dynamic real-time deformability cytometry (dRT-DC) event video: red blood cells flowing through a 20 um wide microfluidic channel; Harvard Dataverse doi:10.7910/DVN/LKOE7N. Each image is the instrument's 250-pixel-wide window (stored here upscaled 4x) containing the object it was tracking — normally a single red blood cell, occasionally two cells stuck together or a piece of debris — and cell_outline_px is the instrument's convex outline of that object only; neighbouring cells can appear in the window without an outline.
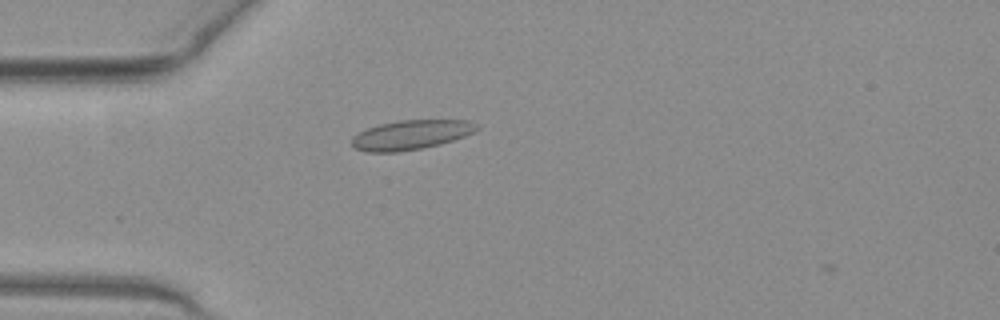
{"species": "common noctule bat (a hibernating species)", "species_latin": "Nyctalus noctula", "temperature_condition": "warm", "stored_images_in_passage": 2, "camera_frame_rate_fps": 3000, "um_per_image_px": 0.085, "animal": {"sex": "female", "body_mass_g": 19.3, "forearm_length_mm": 54.1}, "frame": {"image": 1, "passage_image": 1, "time_ms": 0.0, "image_size_px": [1000, 320], "cell_outline_px": [[480, 128], [464, 136], [440, 144], [400, 152], [368, 152], [356, 148], [352, 144], [352, 136], [368, 128], [380, 124], [400, 120], [468, 120], [476, 124]], "centroid_in_image_um": [34.93, 11.46], "position_along_channel_um": 50.1, "area_um2": 21.21}}